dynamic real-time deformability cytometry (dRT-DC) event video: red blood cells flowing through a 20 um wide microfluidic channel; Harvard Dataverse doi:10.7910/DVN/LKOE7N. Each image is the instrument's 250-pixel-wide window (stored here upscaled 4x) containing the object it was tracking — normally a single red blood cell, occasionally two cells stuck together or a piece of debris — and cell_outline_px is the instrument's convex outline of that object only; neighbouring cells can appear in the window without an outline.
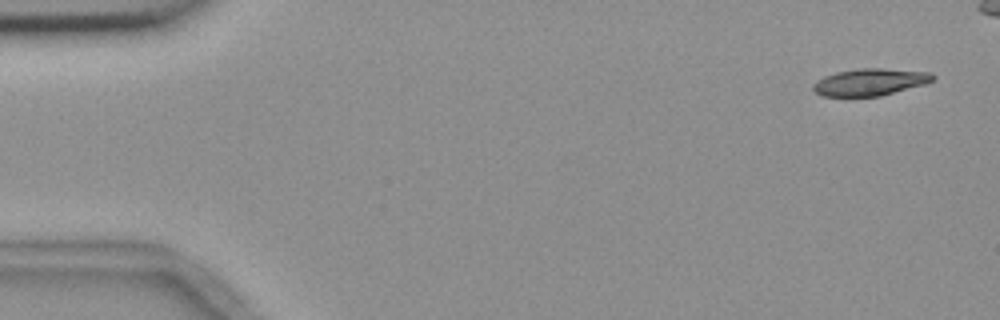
{"species": "common noctule bat (a hibernating species)", "species_latin": "Nyctalus noctula", "temperature_condition": "room temperature", "stored_images_in_passage": 6, "camera_frame_rate_fps": 3000, "um_per_image_px": 0.085, "animal": {"sex": "female", "body_mass_g": 18.4}, "frame": {"image": 1, "passage_image": 1, "time_ms": 0.0, "image_size_px": [1000, 320], "cell_outline_px": [[936, 76], [932, 80], [924, 84], [880, 96], [820, 96], [812, 88], [812, 84], [816, 80], [824, 76], [836, 72], [860, 68], [880, 68], [932, 72]], "centroid_in_image_um": [73.93, 6.97], "position_along_channel_um": 11.1, "area_um2": 18.84}}